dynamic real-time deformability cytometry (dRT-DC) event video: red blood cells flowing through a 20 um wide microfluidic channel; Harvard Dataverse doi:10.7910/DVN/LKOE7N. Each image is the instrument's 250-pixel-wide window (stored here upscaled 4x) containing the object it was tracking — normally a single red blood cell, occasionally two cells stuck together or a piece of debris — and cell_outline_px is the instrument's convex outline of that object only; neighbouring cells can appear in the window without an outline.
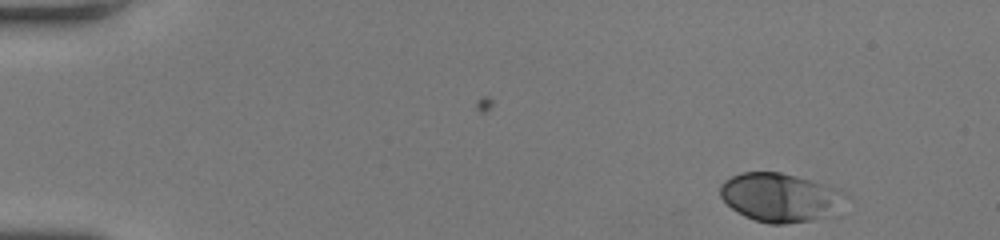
{"species": "human", "species_latin": "Homo sapiens", "temperature_condition": "room temperature", "stored_images_in_passage": 20, "camera_frame_rate_fps": 3000, "um_per_image_px": 0.085, "donor": {"sex": "female"}, "frame": {"image": 1, "passage_image": 1, "time_ms": 0.0, "image_size_px": [1000, 240], "cell_outline_px": [[852, 196], [840, 216], [784, 224], [768, 224], [744, 216], [732, 208], [720, 196], [720, 184], [724, 180], [740, 172], [780, 172], [812, 180], [836, 188]], "centroid_in_image_um": [66.46, 16.8], "position_along_channel_um": 18.5, "area_um2": 36.7}}
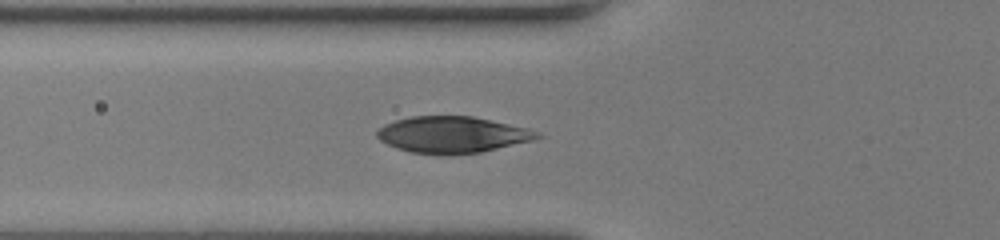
{"frame": {"image": 2, "passage_image": 15, "time_ms": 4.667, "image_size_px": [1000, 240], "cell_outline_px": [[544, 136], [532, 140], [480, 152], [412, 152], [396, 148], [380, 140], [376, 136], [376, 132], [384, 124], [396, 120], [412, 116], [472, 116], [528, 128], [540, 132]], "centroid_in_image_um": [38.46, 11.41], "position_along_channel_um": 87.3, "area_um2": 33.06}}
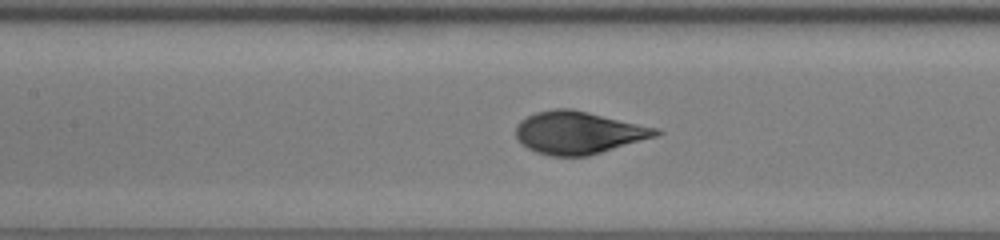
{"frame": {"image": 3, "passage_image": 20, "time_ms": 6.333, "image_size_px": [1000, 240], "cell_outline_px": [[664, 132], [656, 136], [588, 156], [548, 156], [536, 152], [528, 148], [516, 136], [516, 124], [520, 120], [536, 112], [556, 108], [572, 108], [660, 128]], "centroid_in_image_um": [49.19, 11.26], "position_along_channel_um": 158.2, "area_um2": 34.8}}